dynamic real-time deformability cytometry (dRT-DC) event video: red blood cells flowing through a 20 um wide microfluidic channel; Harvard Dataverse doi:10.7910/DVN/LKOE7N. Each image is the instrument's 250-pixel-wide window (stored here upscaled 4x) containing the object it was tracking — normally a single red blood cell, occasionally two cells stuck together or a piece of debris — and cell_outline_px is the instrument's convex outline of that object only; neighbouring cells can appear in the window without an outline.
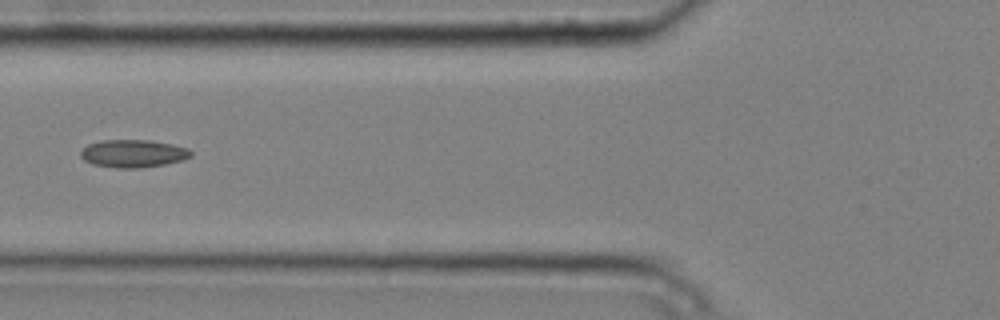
{"species": "common noctule bat (a hibernating species)", "species_latin": "Nyctalus noctula", "temperature_condition": "cold", "stored_images_in_passage": 8, "camera_frame_rate_fps": 3000, "um_per_image_px": 0.085, "animal": {"sex": "male", "body_mass_g": 20.4}, "frame": {"image": 1, "passage_image": 8, "time_ms": 2.333, "image_size_px": [1000, 320], "cell_outline_px": [[192, 156], [184, 160], [164, 164], [136, 168], [116, 168], [92, 164], [84, 160], [80, 156], [80, 152], [88, 144], [100, 140], [148, 140], [172, 144], [188, 148], [192, 152]], "centroid_in_image_um": [11.32, 13.05], "position_along_channel_um": 114.5, "area_um2": 17.86}}